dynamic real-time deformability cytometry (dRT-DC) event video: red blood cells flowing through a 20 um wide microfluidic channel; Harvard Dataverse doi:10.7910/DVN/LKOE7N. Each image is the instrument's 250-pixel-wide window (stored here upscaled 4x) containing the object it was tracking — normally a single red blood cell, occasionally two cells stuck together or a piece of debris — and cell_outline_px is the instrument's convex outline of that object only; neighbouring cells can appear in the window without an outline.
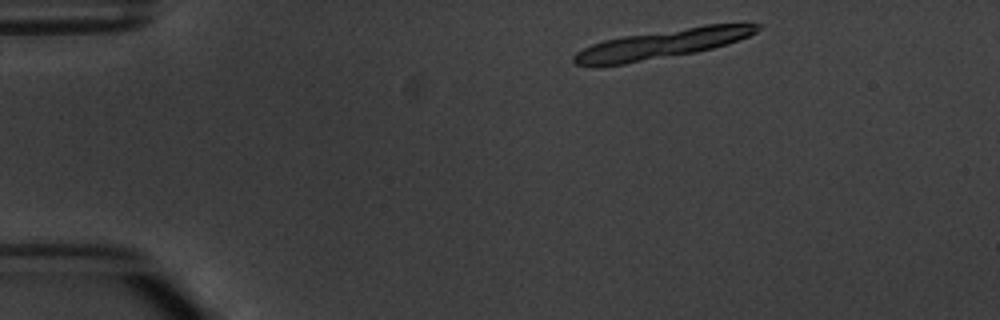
{"species": "common noctule bat (a hibernating species)", "species_latin": "Nyctalus noctula", "temperature_condition": "warm", "stored_images_in_passage": 5, "camera_frame_rate_fps": 3000, "um_per_image_px": 0.085, "animal": {"sex": "male", "body_mass_g": 20.1, "forearm_length_mm": 53.5}, "frame": {"image": 1, "passage_image": 1, "time_ms": 0.0, "image_size_px": [1000, 320], "cell_outline_px": [[760, 28], [756, 32], [748, 36], [712, 48], [696, 52], [624, 64], [576, 64], [572, 60], [572, 56], [576, 52], [592, 44], [604, 40], [624, 36], [704, 24], [760, 24]], "centroid_in_image_um": [56.28, 3.72], "position_along_channel_um": 28.7, "area_um2": 30.4}}